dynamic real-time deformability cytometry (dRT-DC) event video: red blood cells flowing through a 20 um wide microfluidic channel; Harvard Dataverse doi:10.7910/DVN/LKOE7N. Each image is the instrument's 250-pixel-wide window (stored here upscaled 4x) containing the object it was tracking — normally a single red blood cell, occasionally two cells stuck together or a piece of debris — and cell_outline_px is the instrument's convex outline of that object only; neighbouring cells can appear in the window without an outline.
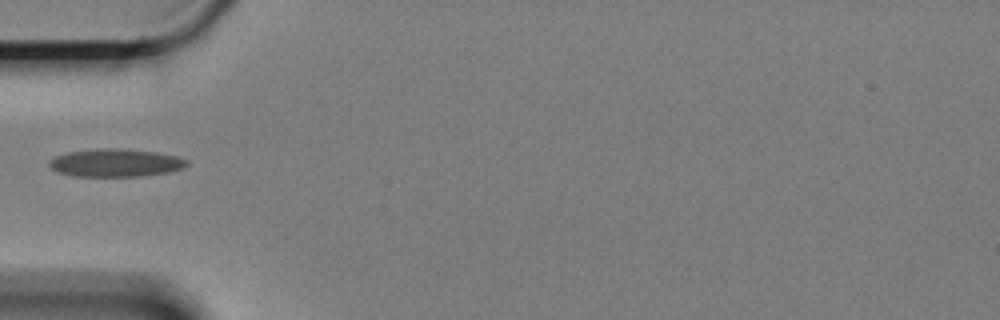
{"species": "Egyptian fruit bat (a non-hibernating species)", "species_latin": "Rousettus aegyptiacus", "temperature_condition": "cold", "stored_images_in_passage": 17, "camera_frame_rate_fps": 3000, "um_per_image_px": 0.085, "animal": {"sex": "female"}, "frame": {"image": 1, "passage_image": 1, "time_ms": 0.0, "image_size_px": [1000, 320], "cell_outline_px": [[188, 164], [172, 172], [140, 176], [72, 176], [60, 172], [52, 168], [48, 164], [48, 160], [56, 156], [68, 152], [96, 148], [120, 148], [156, 152], [176, 156], [188, 160]], "centroid_in_image_um": [9.82, 13.83], "position_along_channel_um": 75.2, "area_um2": 22.37}}
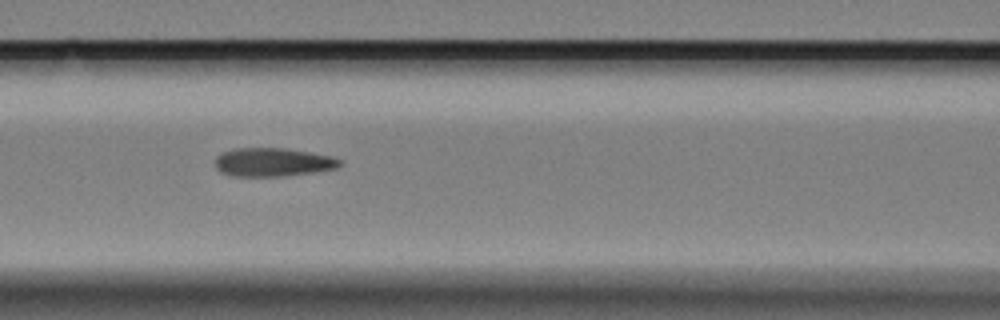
{"frame": {"image": 2, "passage_image": 7, "time_ms": 2.0, "image_size_px": [1000, 320], "cell_outline_px": [[340, 164], [336, 168], [312, 172], [280, 176], [232, 176], [220, 172], [216, 168], [216, 156], [224, 152], [236, 148], [288, 148], [332, 156], [340, 160]], "centroid_in_image_um": [23.17, 13.78], "position_along_channel_um": 143.4, "area_um2": 20.58}}
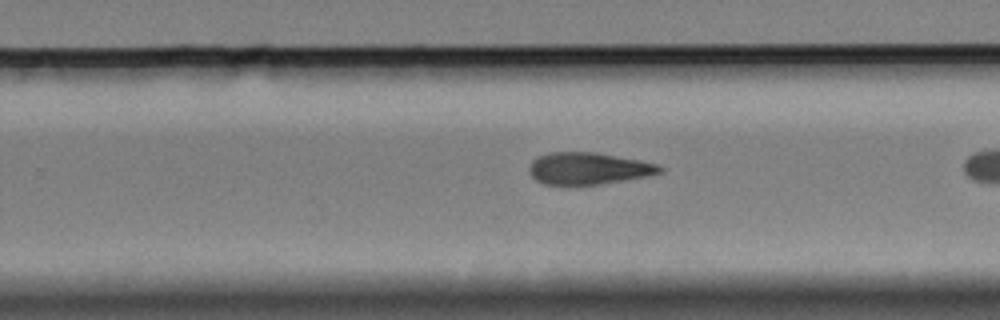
{"frame": {"image": 3, "passage_image": 16, "time_ms": 5.0, "image_size_px": [1000, 320], "cell_outline_px": [[664, 172], [648, 176], [600, 184], [544, 184], [536, 180], [528, 172], [528, 168], [532, 160], [536, 156], [548, 152], [596, 152], [640, 160], [656, 164], [664, 168]], "centroid_in_image_um": [50.0, 14.3], "position_along_channel_um": 279.8, "area_um2": 24.39}}